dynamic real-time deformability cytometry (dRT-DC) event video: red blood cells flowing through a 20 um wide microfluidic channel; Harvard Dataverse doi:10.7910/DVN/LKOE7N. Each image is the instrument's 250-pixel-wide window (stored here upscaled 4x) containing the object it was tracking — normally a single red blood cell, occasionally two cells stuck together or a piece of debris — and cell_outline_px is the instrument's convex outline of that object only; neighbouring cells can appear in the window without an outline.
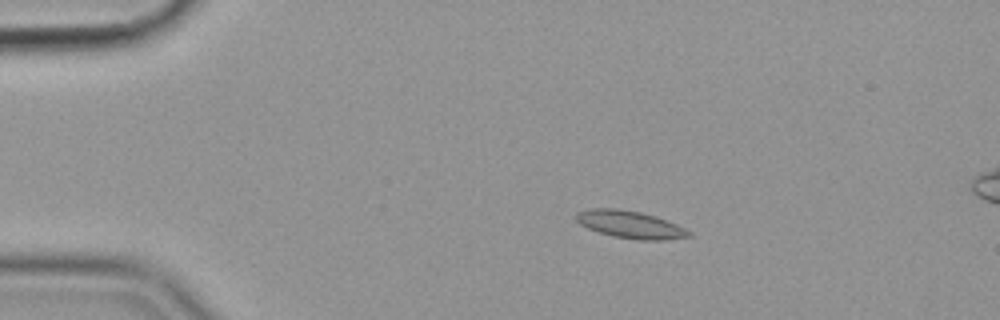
{"species": "common noctule bat (a hibernating species)", "species_latin": "Nyctalus noctula", "temperature_condition": "cold", "stored_images_in_passage": 47, "camera_frame_rate_fps": 3000, "um_per_image_px": 0.085, "animal": {"sex": "female", "body_mass_g": 19.9}, "frame": {"image": 1, "passage_image": 1, "time_ms": 0.0, "image_size_px": [1000, 320], "cell_outline_px": [[692, 236], [660, 240], [640, 240], [612, 236], [588, 228], [580, 224], [576, 220], [576, 212], [588, 208], [616, 208], [640, 212], [656, 216], [676, 224], [692, 232]], "centroid_in_image_um": [53.55, 19.07], "position_along_channel_um": 31.4, "area_um2": 17.98}}
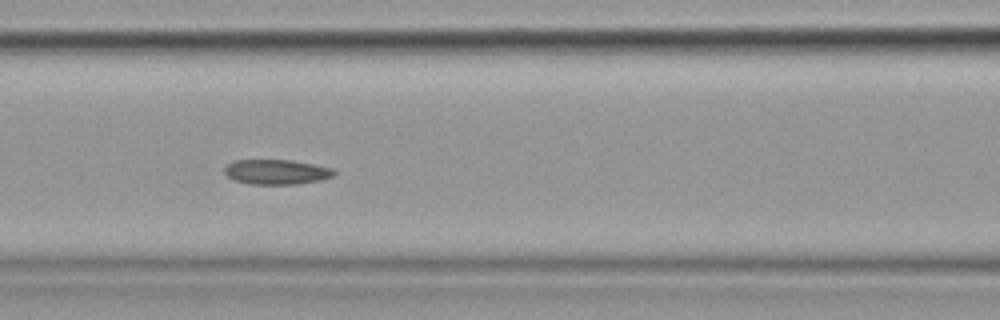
{"frame": {"image": 2, "passage_image": 15, "time_ms": 4.667, "image_size_px": [1000, 320], "cell_outline_px": [[336, 172], [332, 176], [320, 180], [296, 184], [248, 184], [236, 180], [228, 176], [224, 172], [224, 168], [232, 160], [292, 160], [332, 168]], "centroid_in_image_um": [23.48, 14.61], "position_along_channel_um": 143.1, "area_um2": 15.78}}
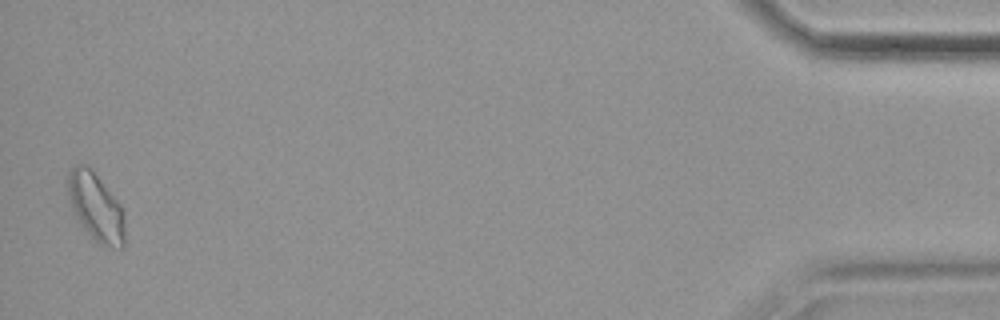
{"frame": {"image": 3, "passage_image": 46, "time_ms": 15.0, "image_size_px": [1000, 320], "cell_outline_px": [[124, 248], [112, 248], [100, 244], [84, 228], [68, 204], [68, 172], [76, 164], [80, 164], [92, 168], [120, 204], [124, 212]], "centroid_in_image_um": [8.15, 17.58], "position_along_channel_um": 427.1, "area_um2": 22.6}, "authors_computed_cell_mechanics": {"area_um2": 16.7042, "velocity_mm_per_s": 3.5616, "shape_relaxation_time_tau1_ms": null, "shape_relaxation_time_tau2_ms": 6.2639, "deformation_change_tau1": null, "deformation_change_tau2": 0.09}}